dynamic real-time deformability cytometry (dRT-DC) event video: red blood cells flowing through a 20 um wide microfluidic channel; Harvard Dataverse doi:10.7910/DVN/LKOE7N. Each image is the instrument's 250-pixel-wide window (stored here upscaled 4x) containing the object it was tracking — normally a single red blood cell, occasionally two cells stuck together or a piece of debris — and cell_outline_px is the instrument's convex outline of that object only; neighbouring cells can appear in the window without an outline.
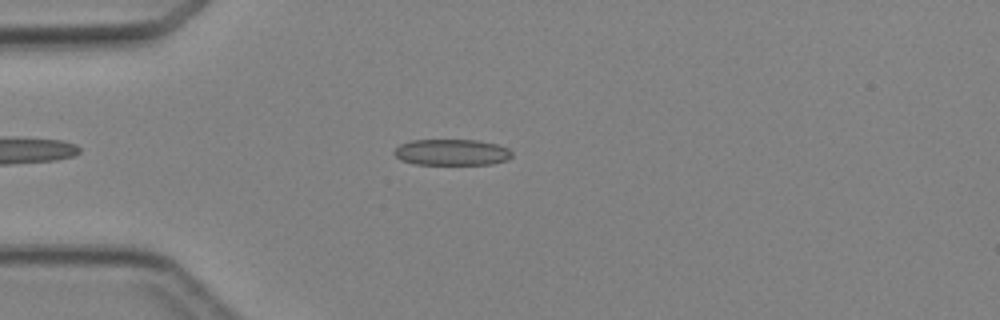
{"species": "Egyptian fruit bat (a non-hibernating species)", "species_latin": "Rousettus aegyptiacus", "temperature_condition": "cold", "stored_images_in_passage": 5, "camera_frame_rate_fps": 3000, "um_per_image_px": 0.085, "animal": {"sex": "female"}, "frame": {"image": 1, "passage_image": 4, "time_ms": 3.667, "image_size_px": [1000, 320], "cell_outline_px": [[512, 156], [508, 160], [492, 164], [416, 164], [400, 160], [392, 152], [400, 144], [412, 140], [476, 140], [496, 144], [508, 148], [512, 152]], "centroid_in_image_um": [38.4, 12.94], "position_along_channel_um": 46.6, "area_um2": 17.98}}